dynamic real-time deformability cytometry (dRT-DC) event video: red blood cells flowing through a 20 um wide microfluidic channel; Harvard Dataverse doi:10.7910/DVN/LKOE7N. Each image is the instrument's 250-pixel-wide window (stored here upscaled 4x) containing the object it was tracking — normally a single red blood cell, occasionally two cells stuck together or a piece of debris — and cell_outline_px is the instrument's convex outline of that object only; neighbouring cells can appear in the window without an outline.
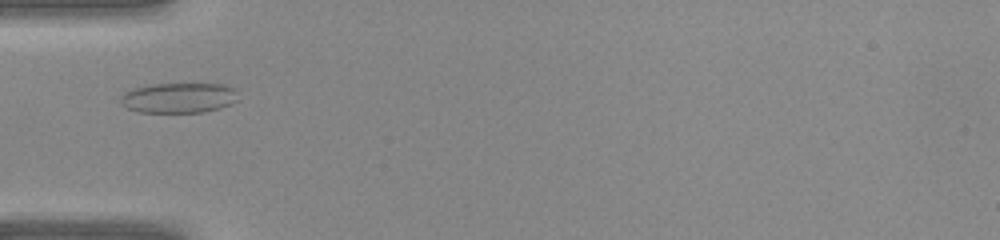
{"species": "common noctule bat (a hibernating species)", "species_latin": "Nyctalus noctula", "temperature_condition": "warm", "stored_images_in_passage": 33, "camera_frame_rate_fps": 3000, "um_per_image_px": 0.085, "animal": {"sex": "female", "body_mass_g": 22.0, "forearm_length_mm": 56.7}, "frame": {"image": 1, "passage_image": 6, "time_ms": 1.667, "image_size_px": [1000, 240], "cell_outline_px": [[240, 100], [232, 104], [220, 108], [204, 112], [136, 112], [124, 108], [120, 104], [120, 96], [124, 92], [132, 88], [152, 84], [224, 84], [232, 88], [236, 92]], "centroid_in_image_um": [15.16, 8.32], "position_along_channel_um": 69.8, "area_um2": 21.04}}
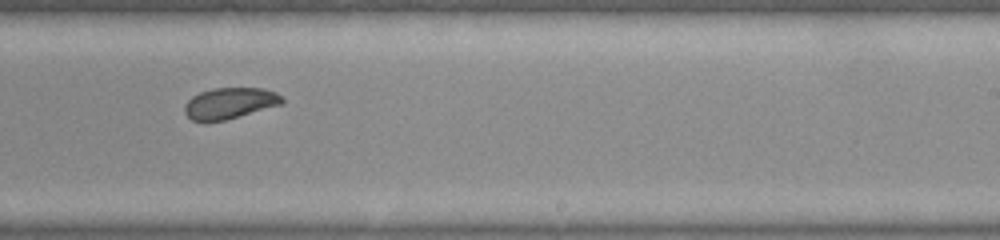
{"frame": {"image": 2, "passage_image": 18, "time_ms": 5.667, "image_size_px": [1000, 240], "cell_outline_px": [[284, 100], [280, 104], [224, 120], [192, 120], [184, 112], [184, 104], [192, 96], [200, 92], [212, 88], [264, 88], [276, 92]], "centroid_in_image_um": [19.5, 8.74], "position_along_channel_um": 269.5, "area_um2": 17.28}}
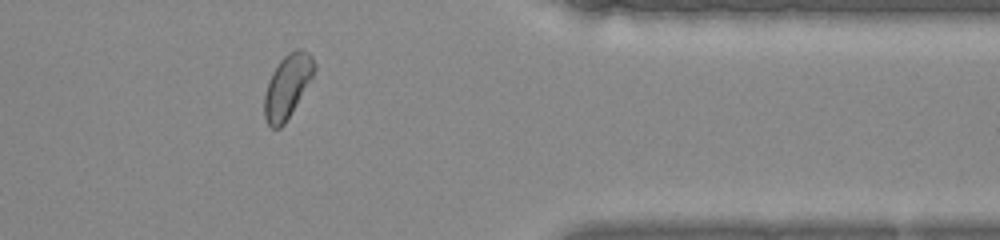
{"frame": {"image": 3, "passage_image": 26, "time_ms": 8.333, "image_size_px": [1000, 240], "cell_outline_px": [[316, 68], [312, 76], [284, 124], [280, 128], [272, 128], [268, 124], [264, 116], [264, 96], [268, 80], [272, 72], [280, 60], [288, 52], [296, 48], [300, 48], [308, 52], [312, 56], [316, 64]], "centroid_in_image_um": [24.41, 7.29], "position_along_channel_um": 387.0, "area_um2": 18.21}}